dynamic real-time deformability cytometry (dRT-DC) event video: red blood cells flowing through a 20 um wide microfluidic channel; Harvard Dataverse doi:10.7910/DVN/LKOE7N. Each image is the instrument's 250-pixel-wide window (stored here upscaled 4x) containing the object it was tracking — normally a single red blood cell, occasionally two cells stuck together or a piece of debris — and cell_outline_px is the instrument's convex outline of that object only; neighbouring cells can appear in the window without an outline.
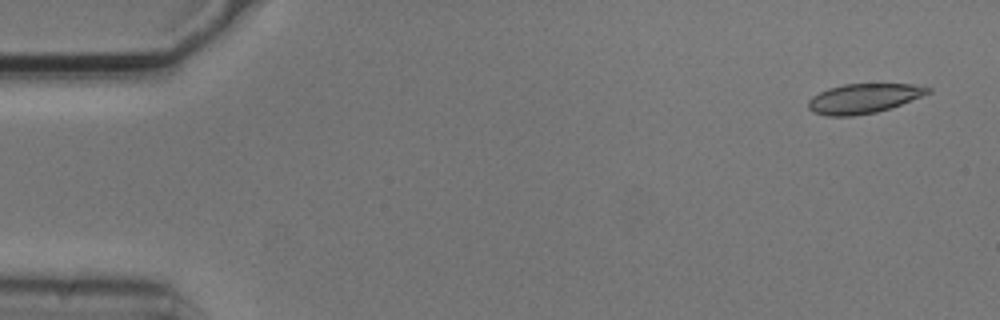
{"species": "common noctule bat (a hibernating species)", "species_latin": "Nyctalus noctula", "temperature_condition": "cold", "stored_images_in_passage": 6, "camera_frame_rate_fps": 3000, "um_per_image_px": 0.085, "animal": {"sex": "male", "body_mass_g": 20.5, "forearm_length_mm": 52.5}, "frame": {"image": 1, "passage_image": 1, "time_ms": 0.0, "image_size_px": [1000, 320], "cell_outline_px": [[932, 92], [900, 104], [876, 112], [852, 116], [828, 116], [812, 112], [808, 108], [808, 100], [812, 96], [828, 88], [844, 84], [912, 84], [932, 88]], "centroid_in_image_um": [73.37, 8.36], "position_along_channel_um": 11.6, "area_um2": 20.52}}
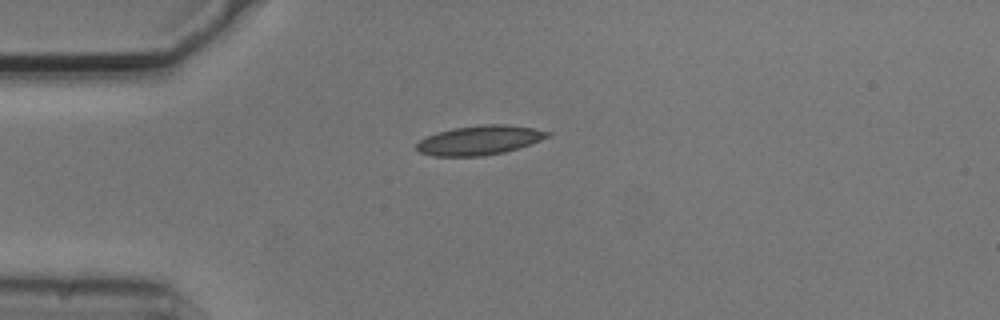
{"frame": {"image": 2, "passage_image": 4, "time_ms": 1.0, "image_size_px": [1000, 320], "cell_outline_px": [[552, 132], [548, 136], [540, 140], [504, 152], [484, 156], [432, 156], [420, 152], [416, 148], [416, 144], [420, 140], [436, 132], [452, 128], [484, 124], [504, 124], [532, 128]], "centroid_in_image_um": [40.72, 11.91], "position_along_channel_um": 44.3, "area_um2": 22.2}}
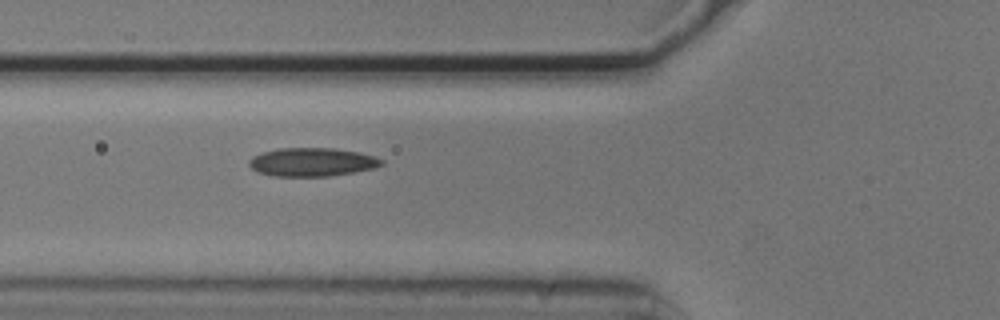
{"frame": {"image": 3, "passage_image": 6, "time_ms": 1.667, "image_size_px": [1000, 320], "cell_outline_px": [[384, 164], [376, 168], [332, 176], [272, 176], [256, 172], [248, 164], [248, 160], [252, 156], [264, 152], [280, 148], [336, 148], [360, 152], [384, 160]], "centroid_in_image_um": [26.54, 13.78], "position_along_channel_um": 99.3, "area_um2": 22.2}}